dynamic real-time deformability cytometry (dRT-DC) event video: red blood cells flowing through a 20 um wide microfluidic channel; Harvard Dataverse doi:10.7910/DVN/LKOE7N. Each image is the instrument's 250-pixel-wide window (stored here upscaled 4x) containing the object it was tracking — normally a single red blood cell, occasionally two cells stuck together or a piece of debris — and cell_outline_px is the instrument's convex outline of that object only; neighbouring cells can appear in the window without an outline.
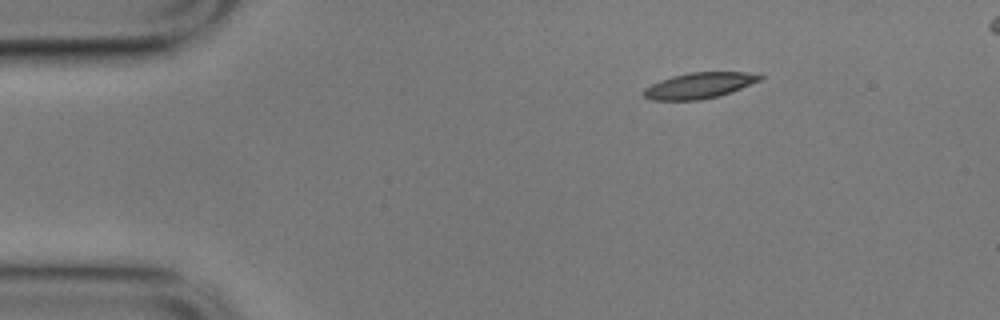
{"species": "common noctule bat (a hibernating species)", "species_latin": "Nyctalus noctula", "temperature_condition": "cold", "stored_images_in_passage": 49, "camera_frame_rate_fps": 3000, "um_per_image_px": 0.085, "animal": {"sex": "male", "body_mass_g": 17.9}, "frame": {"image": 1, "passage_image": 1, "time_ms": 0.0, "image_size_px": [1000, 320], "cell_outline_px": [[764, 76], [760, 80], [720, 96], [700, 100], [652, 100], [644, 96], [644, 88], [660, 80], [672, 76], [688, 72], [760, 72]], "centroid_in_image_um": [59.47, 7.25], "position_along_channel_um": 25.5, "area_um2": 17.57}}
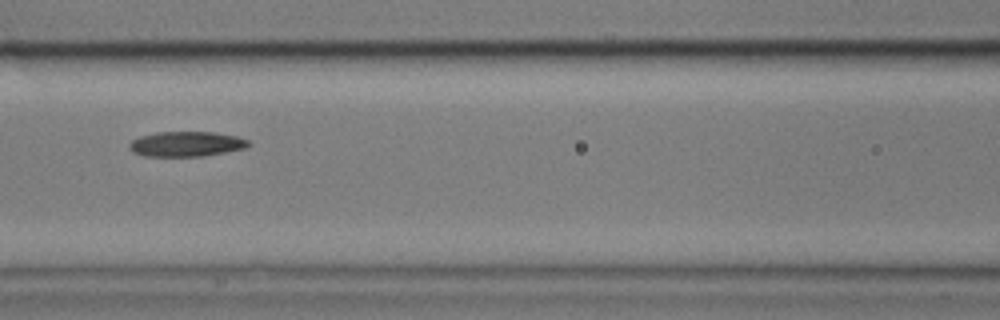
{"frame": {"image": 2, "passage_image": 17, "time_ms": 5.333, "image_size_px": [1000, 320], "cell_outline_px": [[252, 144], [244, 148], [204, 156], [144, 156], [132, 152], [128, 148], [128, 144], [132, 140], [140, 136], [156, 132], [216, 132], [236, 136], [248, 140]], "centroid_in_image_um": [15.81, 12.24], "position_along_channel_um": 150.8, "area_um2": 17.46}}
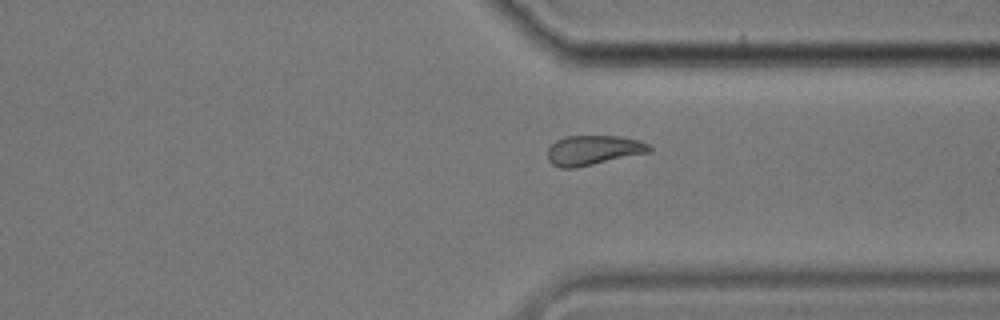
{"frame": {"image": 3, "passage_image": 35, "time_ms": 11.333, "image_size_px": [1000, 320], "cell_outline_px": [[652, 152], [576, 168], [560, 168], [552, 164], [548, 160], [548, 148], [556, 140], [564, 136], [620, 136], [640, 140], [648, 144], [652, 148]], "centroid_in_image_um": [50.45, 12.77], "position_along_channel_um": 360.9, "area_um2": 17.86}}